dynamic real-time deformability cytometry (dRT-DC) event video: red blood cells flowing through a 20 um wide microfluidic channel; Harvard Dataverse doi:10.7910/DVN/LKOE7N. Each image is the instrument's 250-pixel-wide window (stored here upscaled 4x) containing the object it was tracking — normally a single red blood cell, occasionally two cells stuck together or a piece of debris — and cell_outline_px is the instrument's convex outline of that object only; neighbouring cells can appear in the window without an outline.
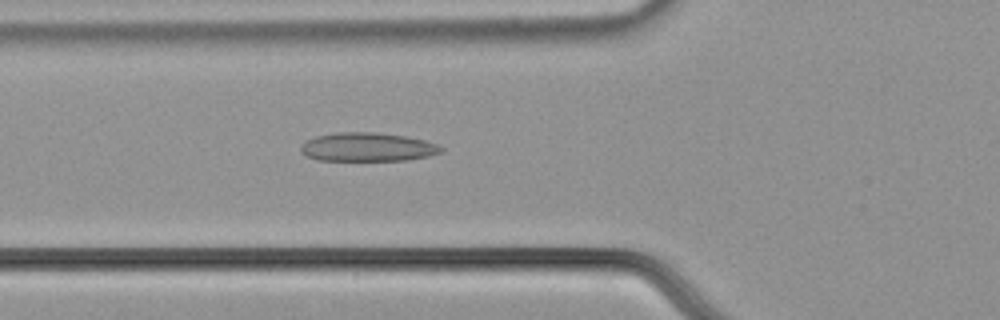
{"species": "common noctule bat (a hibernating species)", "species_latin": "Nyctalus noctula", "temperature_condition": "cold", "stored_images_in_passage": 56, "camera_frame_rate_fps": 3000, "um_per_image_px": 0.085, "animal": {"sex": "male", "body_mass_g": 21.5, "forearm_length_mm": 52.0}, "frame": {"image": 1, "passage_image": 21, "time_ms": 6.667, "image_size_px": [1000, 320], "cell_outline_px": [[444, 148], [440, 152], [428, 156], [408, 160], [316, 160], [304, 156], [300, 152], [300, 144], [304, 140], [316, 136], [336, 132], [376, 132], [404, 136], [424, 140], [436, 144]], "centroid_in_image_um": [31.16, 12.5], "position_along_channel_um": 94.6, "area_um2": 23.64}}
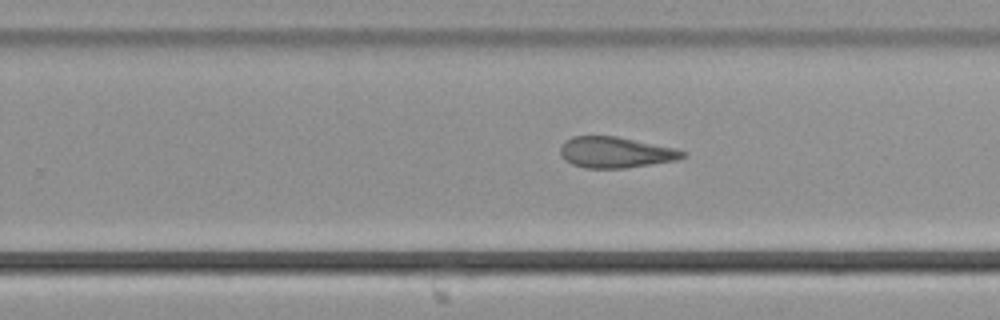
{"frame": {"image": 2, "passage_image": 36, "time_ms": 11.667, "image_size_px": [1000, 320], "cell_outline_px": [[688, 156], [676, 160], [624, 168], [584, 168], [572, 164], [564, 160], [560, 152], [560, 148], [564, 140], [572, 136], [616, 136], [676, 148], [688, 152]], "centroid_in_image_um": [52.33, 12.95], "position_along_channel_um": 277.5, "area_um2": 22.2}}
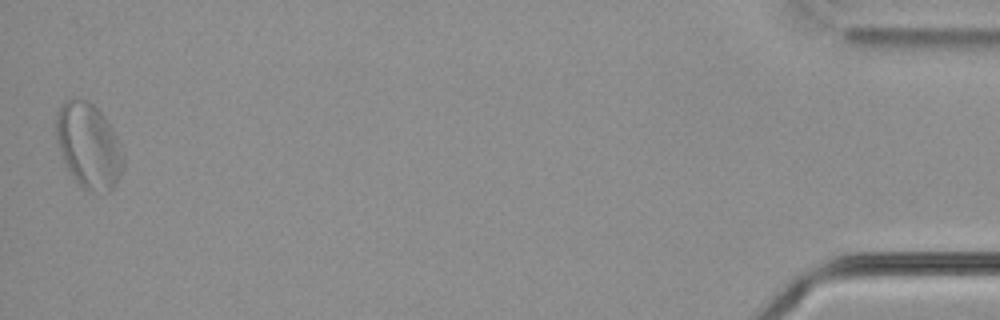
{"frame": {"image": 3, "passage_image": 56, "time_ms": 18.333, "image_size_px": [1000, 320], "cell_outline_px": [[124, 168], [116, 184], [108, 192], [88, 192], [76, 180], [68, 168], [64, 160], [56, 140], [56, 112], [60, 104], [64, 100], [84, 100], [92, 104], [108, 120], [124, 152]], "centroid_in_image_um": [7.56, 12.39], "position_along_channel_um": 427.6, "area_um2": 33.29}, "authors_computed_cell_mechanics": {"area_um2": 25.5476, "velocity_mm_per_s": 3.6609, "shape_relaxation_time_tau1_ms": null, "shape_relaxation_time_tau2_ms": 5.0566, "deformation_change_tau1": null, "deformation_change_tau2": 0.1314}}